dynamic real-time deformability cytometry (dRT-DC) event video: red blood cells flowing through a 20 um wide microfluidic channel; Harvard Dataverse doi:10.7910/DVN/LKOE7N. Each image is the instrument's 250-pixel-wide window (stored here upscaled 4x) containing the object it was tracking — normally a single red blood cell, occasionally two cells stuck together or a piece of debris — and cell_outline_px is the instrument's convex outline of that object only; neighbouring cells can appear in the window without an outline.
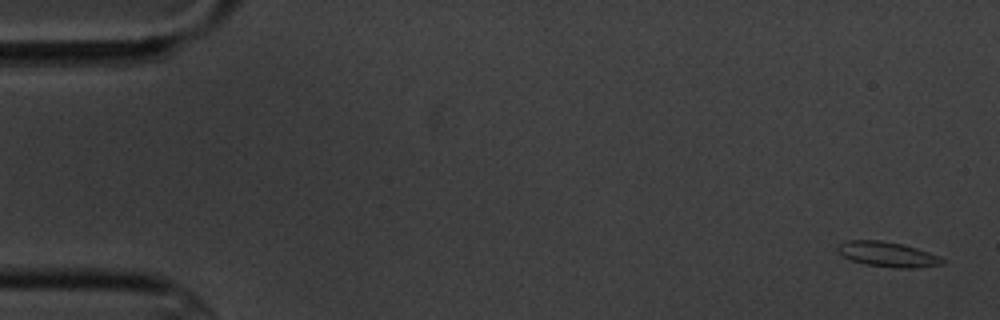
{"species": "common noctule bat (a hibernating species)", "species_latin": "Nyctalus noctula", "temperature_condition": "cold", "stored_images_in_passage": 16, "camera_frame_rate_fps": 3000, "um_per_image_px": 0.085, "animal": {"sex": "male", "body_mass_g": 20.1, "forearm_length_mm": 53.5}, "frame": {"image": 1, "passage_image": 1, "time_ms": 0.0, "image_size_px": [1000, 320], "cell_outline_px": [[944, 264], [916, 268], [900, 268], [864, 264], [852, 260], [844, 256], [836, 248], [840, 244], [848, 240], [880, 240], [900, 244], [916, 248], [940, 256], [944, 260]], "centroid_in_image_um": [75.47, 21.62], "position_along_channel_um": 9.5, "area_um2": 15.03}}
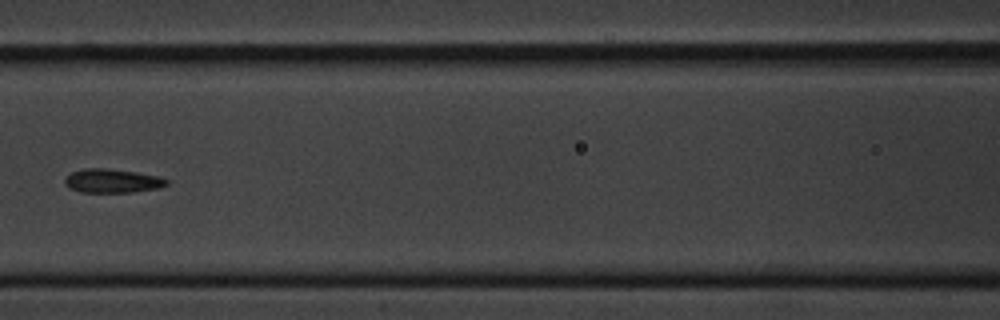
{"frame": {"image": 2, "passage_image": 7, "time_ms": 8.0, "image_size_px": [1000, 320], "cell_outline_px": [[168, 184], [160, 188], [132, 192], [80, 192], [68, 188], [64, 184], [64, 180], [72, 172], [84, 168], [108, 168], [136, 172], [160, 176], [168, 180]], "centroid_in_image_um": [9.55, 15.37], "position_along_channel_um": 157.0, "area_um2": 14.28}}
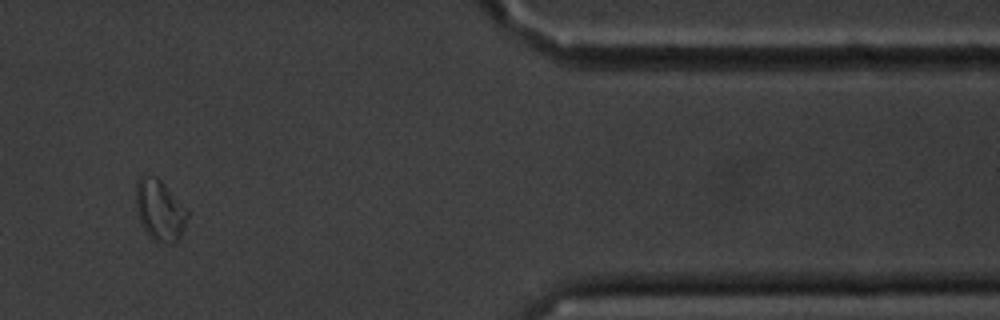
{"frame": {"image": 3, "passage_image": 14, "time_ms": 16.0, "image_size_px": [1000, 320], "cell_outline_px": [[188, 216], [184, 228], [180, 236], [172, 244], [168, 244], [156, 240], [144, 228], [140, 220], [136, 208], [136, 188], [140, 176], [156, 176], [164, 184], [188, 212]], "centroid_in_image_um": [13.58, 17.86], "position_along_channel_um": 397.8, "area_um2": 17.63}, "authors_computed_cell_mechanics": {"area_um2": 14.6523, "velocity_mm_per_s": 3.4375, "shape_relaxation_time_tau1_ms": 2.6171, "shape_relaxation_time_tau2_ms": 1.4718, "deformation_change_tau1": 0.0388, "deformation_change_tau2": 0.0671}}